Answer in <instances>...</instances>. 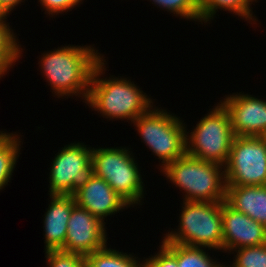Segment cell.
<instances>
[{
	"label": "cell",
	"instance_id": "1",
	"mask_svg": "<svg viewBox=\"0 0 266 267\" xmlns=\"http://www.w3.org/2000/svg\"><path fill=\"white\" fill-rule=\"evenodd\" d=\"M102 59L91 46H65L44 54L41 68L59 97L82 94L86 100L93 69Z\"/></svg>",
	"mask_w": 266,
	"mask_h": 267
},
{
	"label": "cell",
	"instance_id": "2",
	"mask_svg": "<svg viewBox=\"0 0 266 267\" xmlns=\"http://www.w3.org/2000/svg\"><path fill=\"white\" fill-rule=\"evenodd\" d=\"M102 61L103 59L93 69L85 103L88 102L87 104L107 118L135 121L152 107L151 99L127 79H100L98 76L105 69Z\"/></svg>",
	"mask_w": 266,
	"mask_h": 267
},
{
	"label": "cell",
	"instance_id": "3",
	"mask_svg": "<svg viewBox=\"0 0 266 267\" xmlns=\"http://www.w3.org/2000/svg\"><path fill=\"white\" fill-rule=\"evenodd\" d=\"M221 166L185 153L166 165L162 172L187 193L184 201L221 202L225 201L227 187Z\"/></svg>",
	"mask_w": 266,
	"mask_h": 267
},
{
	"label": "cell",
	"instance_id": "4",
	"mask_svg": "<svg viewBox=\"0 0 266 267\" xmlns=\"http://www.w3.org/2000/svg\"><path fill=\"white\" fill-rule=\"evenodd\" d=\"M222 204L223 201L183 202L179 231L166 234L162 242L222 250Z\"/></svg>",
	"mask_w": 266,
	"mask_h": 267
},
{
	"label": "cell",
	"instance_id": "5",
	"mask_svg": "<svg viewBox=\"0 0 266 267\" xmlns=\"http://www.w3.org/2000/svg\"><path fill=\"white\" fill-rule=\"evenodd\" d=\"M190 134L186 135L188 155L223 166L226 164L235 135L230 114L222 103L202 118Z\"/></svg>",
	"mask_w": 266,
	"mask_h": 267
},
{
	"label": "cell",
	"instance_id": "6",
	"mask_svg": "<svg viewBox=\"0 0 266 267\" xmlns=\"http://www.w3.org/2000/svg\"><path fill=\"white\" fill-rule=\"evenodd\" d=\"M167 113L149 109L133 121L144 143L162 160L163 168L186 153V127Z\"/></svg>",
	"mask_w": 266,
	"mask_h": 267
},
{
	"label": "cell",
	"instance_id": "7",
	"mask_svg": "<svg viewBox=\"0 0 266 267\" xmlns=\"http://www.w3.org/2000/svg\"><path fill=\"white\" fill-rule=\"evenodd\" d=\"M126 148H92L94 175L103 178L129 206L143 198V182Z\"/></svg>",
	"mask_w": 266,
	"mask_h": 267
},
{
	"label": "cell",
	"instance_id": "8",
	"mask_svg": "<svg viewBox=\"0 0 266 267\" xmlns=\"http://www.w3.org/2000/svg\"><path fill=\"white\" fill-rule=\"evenodd\" d=\"M223 168L227 186L266 185L264 141L261 137L235 136Z\"/></svg>",
	"mask_w": 266,
	"mask_h": 267
},
{
	"label": "cell",
	"instance_id": "9",
	"mask_svg": "<svg viewBox=\"0 0 266 267\" xmlns=\"http://www.w3.org/2000/svg\"><path fill=\"white\" fill-rule=\"evenodd\" d=\"M93 176L92 149L80 143L67 145L53 160L50 195H74Z\"/></svg>",
	"mask_w": 266,
	"mask_h": 267
},
{
	"label": "cell",
	"instance_id": "10",
	"mask_svg": "<svg viewBox=\"0 0 266 267\" xmlns=\"http://www.w3.org/2000/svg\"><path fill=\"white\" fill-rule=\"evenodd\" d=\"M104 223L75 204L68 220L65 246L62 250L87 256L102 249L107 245Z\"/></svg>",
	"mask_w": 266,
	"mask_h": 267
},
{
	"label": "cell",
	"instance_id": "11",
	"mask_svg": "<svg viewBox=\"0 0 266 267\" xmlns=\"http://www.w3.org/2000/svg\"><path fill=\"white\" fill-rule=\"evenodd\" d=\"M223 250L266 244V227L246 214L222 204Z\"/></svg>",
	"mask_w": 266,
	"mask_h": 267
},
{
	"label": "cell",
	"instance_id": "12",
	"mask_svg": "<svg viewBox=\"0 0 266 267\" xmlns=\"http://www.w3.org/2000/svg\"><path fill=\"white\" fill-rule=\"evenodd\" d=\"M228 110L235 136L260 137L266 132V101L251 95H231L221 102Z\"/></svg>",
	"mask_w": 266,
	"mask_h": 267
},
{
	"label": "cell",
	"instance_id": "13",
	"mask_svg": "<svg viewBox=\"0 0 266 267\" xmlns=\"http://www.w3.org/2000/svg\"><path fill=\"white\" fill-rule=\"evenodd\" d=\"M73 196L78 206L86 209L102 222H104V217L128 206L103 178L95 175Z\"/></svg>",
	"mask_w": 266,
	"mask_h": 267
},
{
	"label": "cell",
	"instance_id": "14",
	"mask_svg": "<svg viewBox=\"0 0 266 267\" xmlns=\"http://www.w3.org/2000/svg\"><path fill=\"white\" fill-rule=\"evenodd\" d=\"M52 198L45 214L46 251L62 250L65 246L68 220L76 204L73 195H50Z\"/></svg>",
	"mask_w": 266,
	"mask_h": 267
},
{
	"label": "cell",
	"instance_id": "15",
	"mask_svg": "<svg viewBox=\"0 0 266 267\" xmlns=\"http://www.w3.org/2000/svg\"><path fill=\"white\" fill-rule=\"evenodd\" d=\"M225 202L266 227V185L227 186Z\"/></svg>",
	"mask_w": 266,
	"mask_h": 267
},
{
	"label": "cell",
	"instance_id": "16",
	"mask_svg": "<svg viewBox=\"0 0 266 267\" xmlns=\"http://www.w3.org/2000/svg\"><path fill=\"white\" fill-rule=\"evenodd\" d=\"M163 246L177 259L178 267H219V262L206 254L202 247L188 246L172 242H162Z\"/></svg>",
	"mask_w": 266,
	"mask_h": 267
},
{
	"label": "cell",
	"instance_id": "17",
	"mask_svg": "<svg viewBox=\"0 0 266 267\" xmlns=\"http://www.w3.org/2000/svg\"><path fill=\"white\" fill-rule=\"evenodd\" d=\"M19 137L17 135L5 133L0 136V190L11 179L18 153L20 151Z\"/></svg>",
	"mask_w": 266,
	"mask_h": 267
},
{
	"label": "cell",
	"instance_id": "18",
	"mask_svg": "<svg viewBox=\"0 0 266 267\" xmlns=\"http://www.w3.org/2000/svg\"><path fill=\"white\" fill-rule=\"evenodd\" d=\"M85 260L87 267H143V263H138L136 257L108 249L106 246L85 256Z\"/></svg>",
	"mask_w": 266,
	"mask_h": 267
},
{
	"label": "cell",
	"instance_id": "19",
	"mask_svg": "<svg viewBox=\"0 0 266 267\" xmlns=\"http://www.w3.org/2000/svg\"><path fill=\"white\" fill-rule=\"evenodd\" d=\"M6 15L0 16V78L20 57V48L17 44L16 36L4 21Z\"/></svg>",
	"mask_w": 266,
	"mask_h": 267
},
{
	"label": "cell",
	"instance_id": "20",
	"mask_svg": "<svg viewBox=\"0 0 266 267\" xmlns=\"http://www.w3.org/2000/svg\"><path fill=\"white\" fill-rule=\"evenodd\" d=\"M199 3L201 18L204 22L213 18L217 12L216 10L220 8L234 12L246 20H252L249 0H199Z\"/></svg>",
	"mask_w": 266,
	"mask_h": 267
},
{
	"label": "cell",
	"instance_id": "21",
	"mask_svg": "<svg viewBox=\"0 0 266 267\" xmlns=\"http://www.w3.org/2000/svg\"><path fill=\"white\" fill-rule=\"evenodd\" d=\"M153 2L167 11L180 15L181 18L198 19L202 22L199 0H153Z\"/></svg>",
	"mask_w": 266,
	"mask_h": 267
},
{
	"label": "cell",
	"instance_id": "22",
	"mask_svg": "<svg viewBox=\"0 0 266 267\" xmlns=\"http://www.w3.org/2000/svg\"><path fill=\"white\" fill-rule=\"evenodd\" d=\"M232 267H266V244L238 249Z\"/></svg>",
	"mask_w": 266,
	"mask_h": 267
},
{
	"label": "cell",
	"instance_id": "23",
	"mask_svg": "<svg viewBox=\"0 0 266 267\" xmlns=\"http://www.w3.org/2000/svg\"><path fill=\"white\" fill-rule=\"evenodd\" d=\"M50 267H87L85 256L78 253L53 250L45 252Z\"/></svg>",
	"mask_w": 266,
	"mask_h": 267
},
{
	"label": "cell",
	"instance_id": "24",
	"mask_svg": "<svg viewBox=\"0 0 266 267\" xmlns=\"http://www.w3.org/2000/svg\"><path fill=\"white\" fill-rule=\"evenodd\" d=\"M160 252L145 260L143 267H178L177 259L163 246Z\"/></svg>",
	"mask_w": 266,
	"mask_h": 267
},
{
	"label": "cell",
	"instance_id": "25",
	"mask_svg": "<svg viewBox=\"0 0 266 267\" xmlns=\"http://www.w3.org/2000/svg\"><path fill=\"white\" fill-rule=\"evenodd\" d=\"M50 15L58 14L75 7L82 0H39Z\"/></svg>",
	"mask_w": 266,
	"mask_h": 267
},
{
	"label": "cell",
	"instance_id": "26",
	"mask_svg": "<svg viewBox=\"0 0 266 267\" xmlns=\"http://www.w3.org/2000/svg\"><path fill=\"white\" fill-rule=\"evenodd\" d=\"M21 1L22 0H0V12L7 16Z\"/></svg>",
	"mask_w": 266,
	"mask_h": 267
},
{
	"label": "cell",
	"instance_id": "27",
	"mask_svg": "<svg viewBox=\"0 0 266 267\" xmlns=\"http://www.w3.org/2000/svg\"><path fill=\"white\" fill-rule=\"evenodd\" d=\"M260 137H261V139L264 141V143L266 145V132H264Z\"/></svg>",
	"mask_w": 266,
	"mask_h": 267
}]
</instances>
